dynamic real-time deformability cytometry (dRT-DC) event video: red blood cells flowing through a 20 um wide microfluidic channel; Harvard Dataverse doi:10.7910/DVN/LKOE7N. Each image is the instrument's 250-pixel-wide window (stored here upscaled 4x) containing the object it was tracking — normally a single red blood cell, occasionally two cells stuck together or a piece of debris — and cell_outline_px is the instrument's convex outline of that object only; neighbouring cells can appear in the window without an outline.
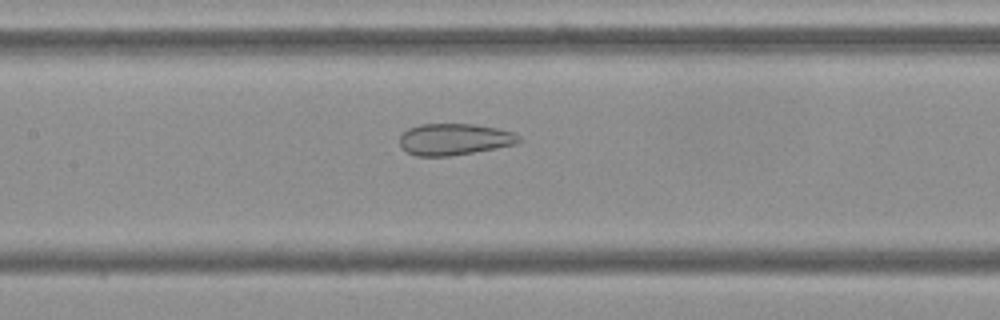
{"species": "Egyptian fruit bat (a non-hibernating species)", "species_latin": "Rousettus aegyptiacus", "temperature_condition": "cold", "stored_images_in_passage": 54, "camera_frame_rate_fps": 3000, "um_per_image_px": 0.085, "frame": {"image": 1, "passage_image": 25, "time_ms": 8.0, "image_size_px": [1000, 320], "cell_outline_px": [[524, 140], [516, 144], [496, 148], [448, 156], [416, 156], [408, 152], [400, 144], [400, 136], [408, 128], [420, 124], [472, 124], [496, 128], [516, 132]], "centroid_in_image_um": [38.66, 11.83], "position_along_channel_um": 168.7, "area_um2": 21.91}}
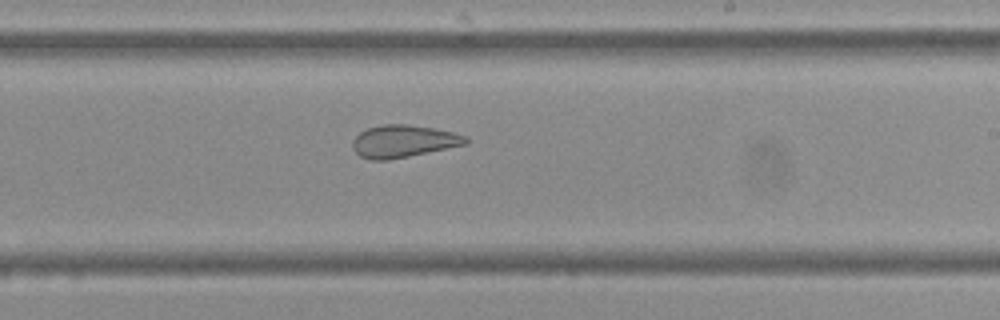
{"frame": {"image": 2, "passage_image": 32, "time_ms": 10.333, "image_size_px": [1000, 320], "cell_outline_px": [[468, 144], [388, 160], [372, 160], [360, 156], [352, 148], [352, 140], [360, 132], [368, 128], [384, 124], [408, 124], [432, 128], [452, 132], [468, 136]], "centroid_in_image_um": [34.29, 12.0], "position_along_channel_um": 254.7, "area_um2": 21.27}}
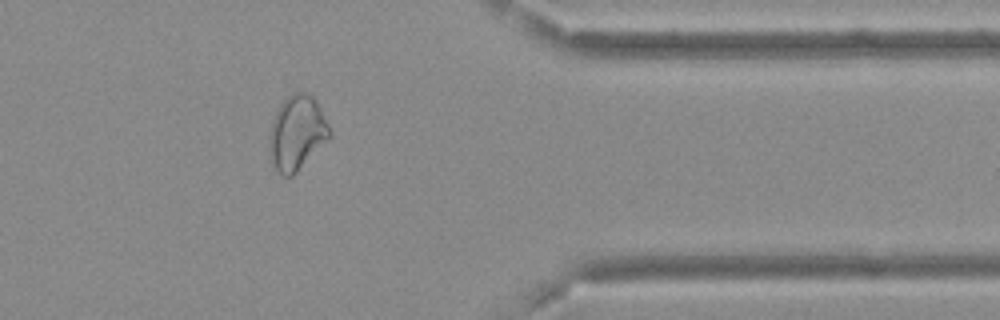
{"frame": {"image": 3, "passage_image": 44, "time_ms": 14.333, "image_size_px": [1000, 320], "cell_outline_px": [[332, 136], [292, 176], [284, 176], [272, 168], [268, 152], [268, 132], [272, 120], [280, 104], [292, 92], [304, 92], [312, 96], [316, 100], [332, 132]], "centroid_in_image_um": [25.2, 11.31], "position_along_channel_um": 386.2, "area_um2": 26.53}, "authors_computed_cell_mechanics": {"area_um2": 26.9637, "velocity_mm_per_s": 3.694, "shape_relaxation_time_tau1_ms": null, "shape_relaxation_time_tau2_ms": 1.421, "deformation_change_tau1": null, "deformation_change_tau2": 0.089}}